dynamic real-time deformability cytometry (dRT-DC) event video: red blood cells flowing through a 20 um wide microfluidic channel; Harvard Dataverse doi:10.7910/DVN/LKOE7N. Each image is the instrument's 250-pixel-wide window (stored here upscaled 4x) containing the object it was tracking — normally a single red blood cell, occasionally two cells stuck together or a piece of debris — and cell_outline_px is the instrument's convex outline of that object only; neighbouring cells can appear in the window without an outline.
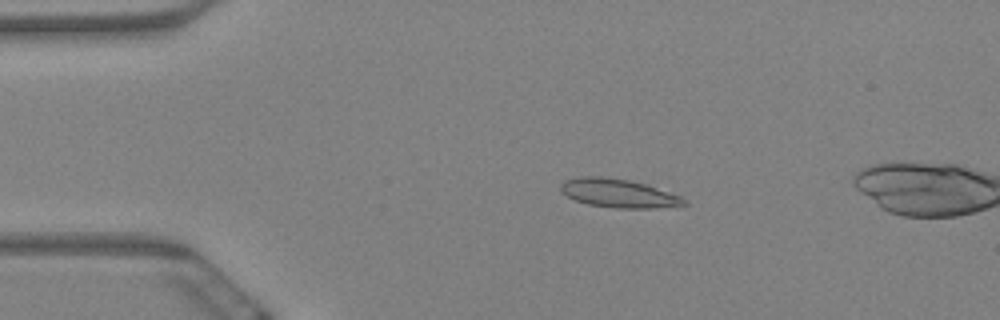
{"species": "Egyptian fruit bat (a non-hibernating species)", "species_latin": "Rousettus aegyptiacus", "temperature_condition": "warm", "stored_images_in_passage": 5, "camera_frame_rate_fps": 3000, "um_per_image_px": 0.085, "animal": {"sex": "female"}, "frame": {"image": 1, "passage_image": 4, "time_ms": 1.0, "image_size_px": [1000, 320], "cell_outline_px": [[688, 204], [656, 208], [616, 208], [588, 204], [576, 200], [560, 192], [560, 184], [564, 180], [576, 176], [600, 176], [632, 180], [648, 184], [680, 196]], "centroid_in_image_um": [52.53, 16.4], "position_along_channel_um": 32.5, "area_um2": 20.69}}